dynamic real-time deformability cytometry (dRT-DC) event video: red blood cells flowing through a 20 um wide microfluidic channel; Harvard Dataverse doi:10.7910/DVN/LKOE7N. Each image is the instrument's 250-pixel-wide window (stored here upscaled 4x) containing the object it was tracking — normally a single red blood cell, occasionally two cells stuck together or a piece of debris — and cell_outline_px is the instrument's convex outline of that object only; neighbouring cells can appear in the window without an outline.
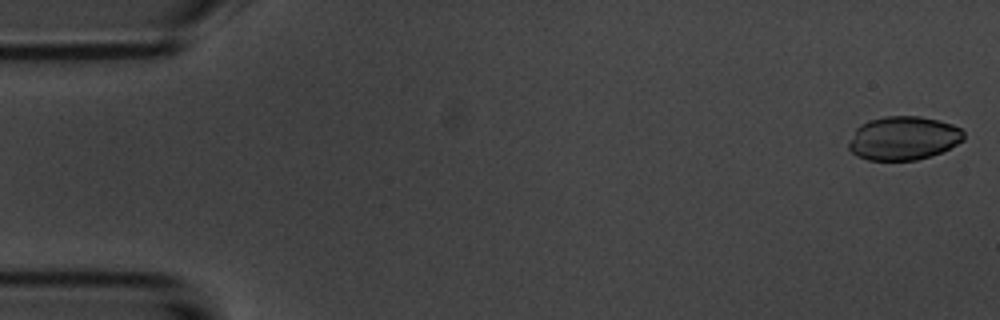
{"species": "common noctule bat (a hibernating species)", "species_latin": "Nyctalus noctula", "temperature_condition": "room temperature", "stored_images_in_passage": 52, "camera_frame_rate_fps": 3000, "um_per_image_px": 0.085, "animal": {"sex": "male", "body_mass_g": 20.1, "forearm_length_mm": 53.5}, "frame": {"image": 1, "passage_image": 1, "time_ms": 0.0, "image_size_px": [1000, 320], "cell_outline_px": [[964, 140], [932, 156], [916, 160], [868, 160], [856, 156], [848, 148], [848, 144], [856, 128], [860, 124], [868, 120], [884, 116], [920, 116], [940, 120], [952, 124], [960, 128], [964, 132]], "centroid_in_image_um": [76.78, 11.74], "position_along_channel_um": 8.2, "area_um2": 29.42}}